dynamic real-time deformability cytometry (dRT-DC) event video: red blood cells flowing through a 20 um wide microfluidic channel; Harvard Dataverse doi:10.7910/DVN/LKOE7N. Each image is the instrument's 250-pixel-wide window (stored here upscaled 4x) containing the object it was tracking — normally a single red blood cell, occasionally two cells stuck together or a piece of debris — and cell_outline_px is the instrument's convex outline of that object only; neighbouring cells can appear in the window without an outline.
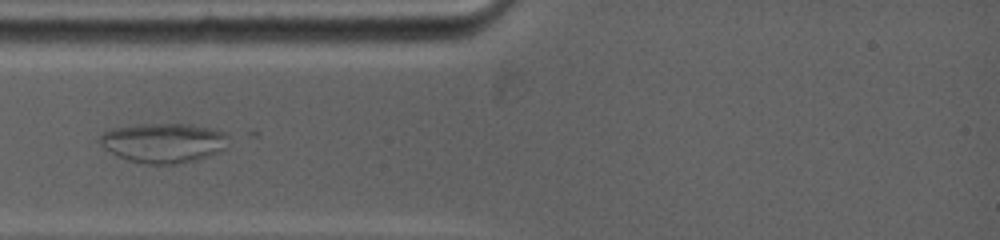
{"species": "common noctule bat (a hibernating species)", "species_latin": "Nyctalus noctula", "temperature_condition": "warm", "stored_images_in_passage": 6, "camera_frame_rate_fps": 5000, "um_per_image_px": 0.085, "animal": {"sex": "female", "body_mass_g": 19.0, "forearm_length_mm": 53.3}, "frame": {"image": 1, "passage_image": 3, "time_ms": 2.4, "image_size_px": [1000, 240], "cell_outline_px": [[232, 136], [224, 148], [220, 152], [196, 160], [176, 164], [148, 164], [128, 160], [104, 148], [96, 140], [104, 132], [112, 128], [140, 124], [184, 124], [212, 128], [228, 132]], "centroid_in_image_um": [13.94, 12.13], "position_along_channel_um": 71.1, "area_um2": 29.94}}
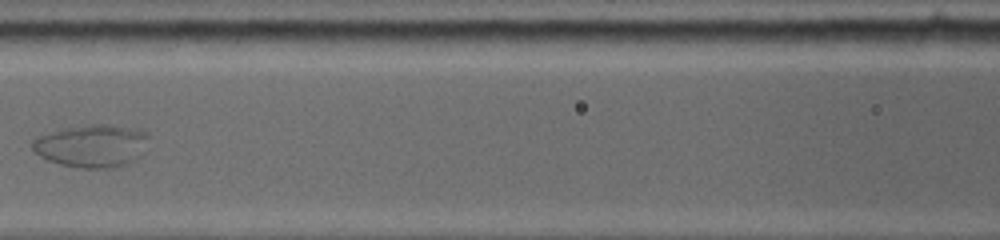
{"frame": {"image": 2, "passage_image": 5, "time_ms": 4.8, "image_size_px": [1000, 240], "cell_outline_px": [[148, 136], [140, 156], [128, 164], [116, 168], [80, 168], [60, 164], [44, 160], [32, 148], [32, 140], [36, 136], [64, 128], [84, 124], [104, 124], [140, 128], [148, 132]], "centroid_in_image_um": [7.79, 12.39], "position_along_channel_um": 158.8, "area_um2": 29.36}}
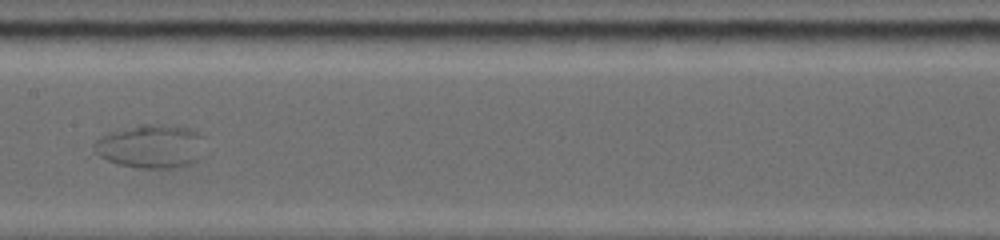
{"frame": {"image": 3, "passage_image": 6, "time_ms": 5.8, "image_size_px": [1000, 240], "cell_outline_px": [[204, 136], [200, 160], [192, 164], [172, 168], [140, 168], [84, 160], [80, 152], [84, 148], [100, 136], [108, 132], [140, 124], [160, 124], [192, 128]], "centroid_in_image_um": [12.5, 12.48], "position_along_channel_um": 194.9, "area_um2": 30.75}}